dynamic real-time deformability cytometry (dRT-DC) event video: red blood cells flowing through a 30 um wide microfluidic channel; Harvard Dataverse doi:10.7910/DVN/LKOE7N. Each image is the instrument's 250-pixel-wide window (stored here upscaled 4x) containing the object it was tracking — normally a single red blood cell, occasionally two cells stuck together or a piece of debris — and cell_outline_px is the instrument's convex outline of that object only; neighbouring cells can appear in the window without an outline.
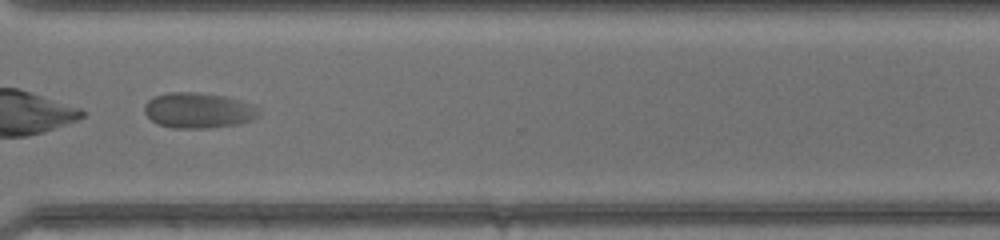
{"species": "common noctule bat (a hibernating species)", "species_latin": "Nyctalus noctula", "temperature_condition": "warm", "stored_images_in_passage": 46, "camera_frame_rate_fps": 3000, "um_per_image_px": 0.085, "animal": {"sex": "female", "body_mass_g": 17.0, "forearm_length_mm": 48.0}, "frame": {"image": 1, "passage_image": 37, "time_ms": 12.0, "image_size_px": [1000, 240], "cell_outline_px": [[260, 116], [252, 120], [240, 124], [208, 128], [172, 128], [160, 124], [152, 120], [144, 112], [144, 104], [148, 100], [156, 96], [168, 92], [196, 92], [224, 96], [240, 100], [252, 104], [260, 108]], "centroid_in_image_um": [16.9, 9.38], "position_along_channel_um": 353.7, "area_um2": 23.81}}